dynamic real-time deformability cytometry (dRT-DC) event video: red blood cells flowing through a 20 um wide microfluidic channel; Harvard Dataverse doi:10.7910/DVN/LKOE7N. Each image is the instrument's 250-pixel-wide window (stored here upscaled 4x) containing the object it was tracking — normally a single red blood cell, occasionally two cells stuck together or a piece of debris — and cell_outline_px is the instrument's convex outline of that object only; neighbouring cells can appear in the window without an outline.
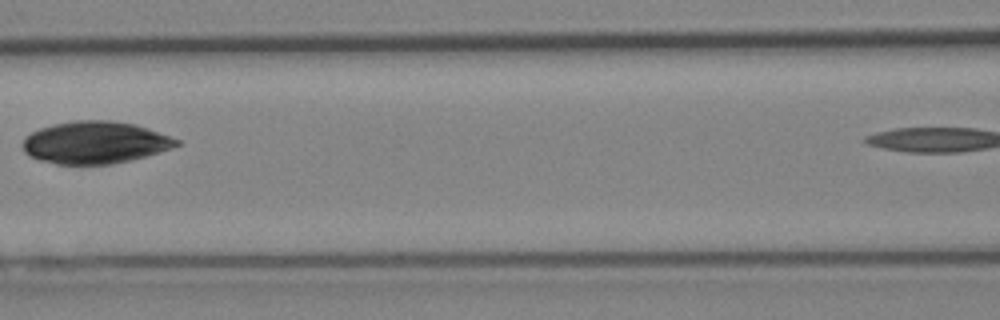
{"species": "Egyptian fruit bat (a non-hibernating species)", "species_latin": "Rousettus aegyptiacus", "temperature_condition": "cold", "stored_images_in_passage": 7, "segment_of_instrument_passage": [1, 2], "camera_frame_rate_fps": 3000, "um_per_image_px": 0.085, "animal": {"sex": "female"}, "frame": {"image": 1, "passage_image": 5, "time_ms": 1.333, "image_size_px": [1000, 320], "cell_outline_px": [[180, 144], [172, 148], [160, 152], [132, 160], [112, 164], [56, 164], [40, 160], [28, 156], [24, 152], [24, 136], [40, 128], [52, 124], [76, 120], [112, 120], [136, 124], [148, 128], [180, 140]], "centroid_in_image_um": [8.08, 12.11], "position_along_channel_um": 158.5, "area_um2": 38.03}}
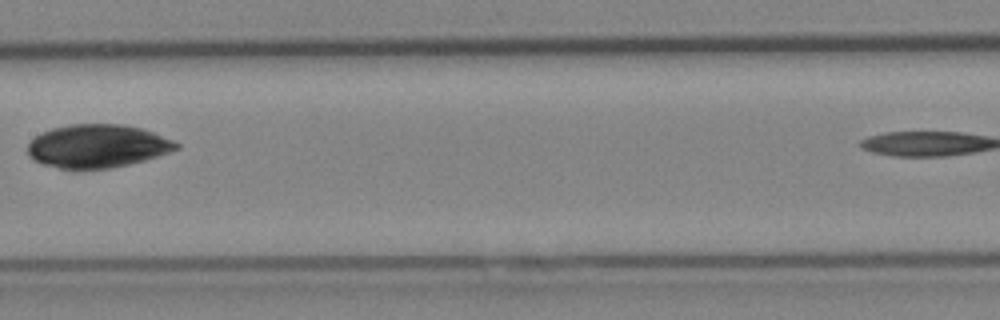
{"frame": {"image": 2, "passage_image": 6, "time_ms": 1.667, "image_size_px": [1000, 320], "cell_outline_px": [[180, 148], [144, 160], [112, 168], [60, 168], [40, 164], [32, 160], [28, 156], [28, 144], [36, 136], [52, 128], [68, 124], [124, 124], [144, 128], [172, 140], [180, 144]], "centroid_in_image_um": [8.27, 12.41], "position_along_channel_um": 199.1, "area_um2": 37.4}}